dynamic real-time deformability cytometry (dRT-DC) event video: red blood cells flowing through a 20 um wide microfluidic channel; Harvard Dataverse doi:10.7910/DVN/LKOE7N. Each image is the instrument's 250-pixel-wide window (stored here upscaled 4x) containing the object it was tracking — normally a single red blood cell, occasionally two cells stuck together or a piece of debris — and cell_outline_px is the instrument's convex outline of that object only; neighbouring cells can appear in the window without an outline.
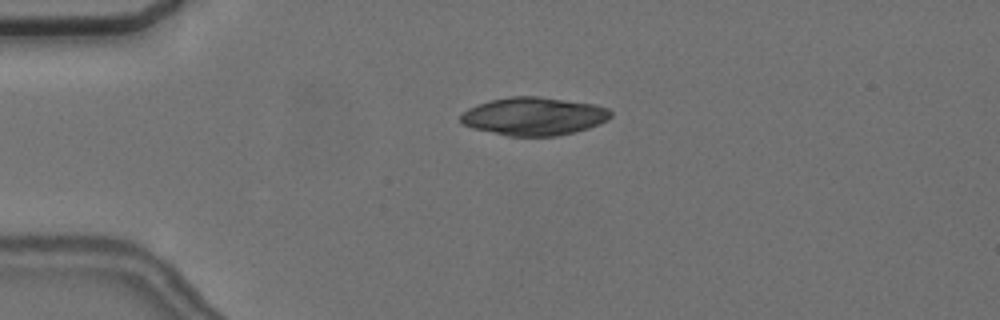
{"species": "common noctule bat (a hibernating species)", "species_latin": "Nyctalus noctula", "temperature_condition": "cold", "stored_images_in_passage": 5, "camera_frame_rate_fps": 3000, "um_per_image_px": 0.085, "animal": {"sex": "female", "body_mass_g": 24.6, "forearm_length_mm": 56.2}, "frame": {"image": 1, "passage_image": 3, "time_ms": 3.667, "image_size_px": [1000, 320], "cell_outline_px": [[612, 116], [608, 120], [600, 124], [576, 132], [556, 136], [508, 136], [472, 128], [460, 124], [460, 116], [468, 108], [492, 100], [512, 96], [540, 96], [596, 104], [608, 108], [612, 112]], "centroid_in_image_um": [45.41, 9.89], "position_along_channel_um": 39.6, "area_um2": 33.52}}